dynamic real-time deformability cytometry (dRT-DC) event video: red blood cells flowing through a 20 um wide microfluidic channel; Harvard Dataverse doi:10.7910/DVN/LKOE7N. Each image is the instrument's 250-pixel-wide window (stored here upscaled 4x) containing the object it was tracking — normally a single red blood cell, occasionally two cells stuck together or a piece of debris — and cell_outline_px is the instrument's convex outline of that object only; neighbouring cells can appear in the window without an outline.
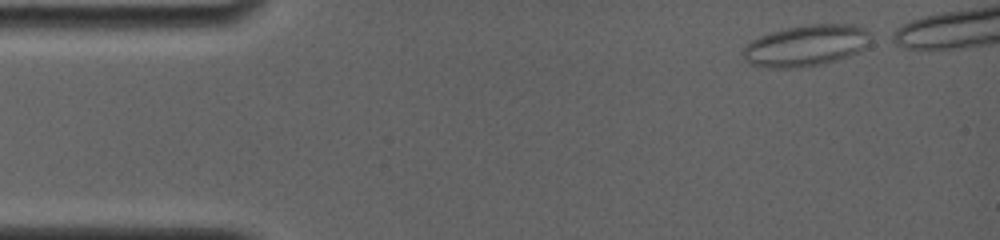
{"species": "common noctule bat (a hibernating species)", "species_latin": "Nyctalus noctula", "temperature_condition": "room temperature", "stored_images_in_passage": 43, "segment_of_instrument_passage": [1, 2], "camera_frame_rate_fps": 4000, "um_per_image_px": 0.085, "animal": {"sex": "female", "body_mass_g": 19.0, "forearm_length_mm": 56.7}, "frame": {"image": 1, "passage_image": 1, "time_ms": 0.0, "image_size_px": [1000, 240], "cell_outline_px": [[872, 32], [864, 48], [856, 52], [820, 64], [792, 68], [772, 68], [752, 64], [740, 52], [752, 40], [760, 36], [772, 32], [788, 28], [808, 24], [856, 24], [868, 28]], "centroid_in_image_um": [68.53, 3.84], "position_along_channel_um": 16.5, "area_um2": 30.23}}
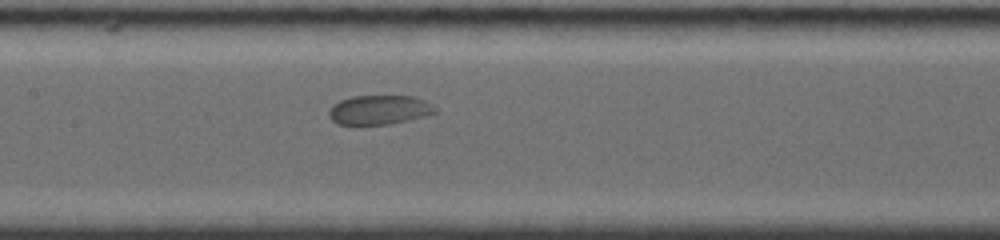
{"frame": {"image": 2, "passage_image": 25, "time_ms": 6.5, "image_size_px": [1000, 240], "cell_outline_px": [[436, 112], [408, 120], [388, 124], [336, 124], [328, 116], [328, 112], [332, 104], [340, 100], [352, 96], [416, 96], [432, 104], [436, 108]], "centroid_in_image_um": [32.2, 9.32], "position_along_channel_um": 175.2, "area_um2": 18.09}}
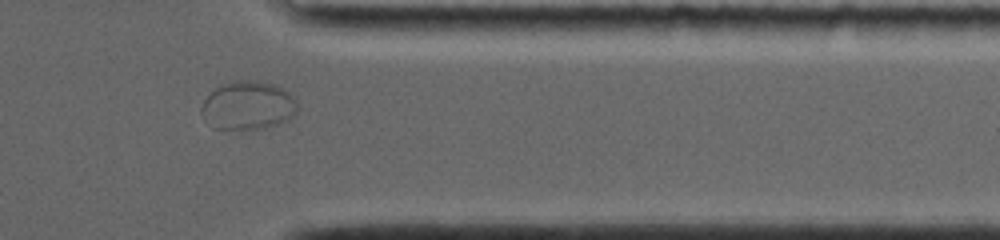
{"frame": {"image": 3, "passage_image": 38, "time_ms": 12.25, "image_size_px": [1000, 240], "cell_outline_px": [[296, 112], [288, 120], [264, 128], [212, 128], [204, 120], [200, 112], [200, 108], [204, 100], [216, 88], [224, 84], [236, 80], [256, 80], [276, 84], [284, 88], [296, 100]], "centroid_in_image_um": [21.07, 8.95], "position_along_channel_um": 390.3, "area_um2": 27.05}}